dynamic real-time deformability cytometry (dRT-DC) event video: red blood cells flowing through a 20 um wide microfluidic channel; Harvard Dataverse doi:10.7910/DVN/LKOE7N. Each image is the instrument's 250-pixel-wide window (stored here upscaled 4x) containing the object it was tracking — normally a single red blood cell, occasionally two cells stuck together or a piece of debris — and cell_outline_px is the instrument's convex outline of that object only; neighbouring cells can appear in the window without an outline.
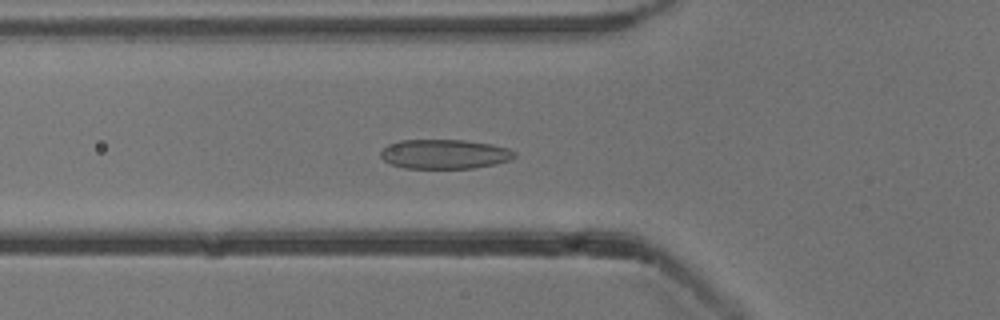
{"species": "common noctule bat (a hibernating species)", "species_latin": "Nyctalus noctula", "temperature_condition": "cold", "stored_images_in_passage": 53, "camera_frame_rate_fps": 3000, "um_per_image_px": 0.085, "animal": {"sex": "male", "body_mass_g": 13.3}, "frame": {"image": 1, "passage_image": 19, "time_ms": 6.0, "image_size_px": [1000, 320], "cell_outline_px": [[516, 156], [508, 160], [492, 164], [472, 168], [404, 168], [392, 164], [384, 160], [380, 156], [380, 152], [388, 144], [400, 140], [464, 140], [492, 144], [508, 148], [516, 152]], "centroid_in_image_um": [37.77, 13.09], "position_along_channel_um": 88.0, "area_um2": 22.83}}
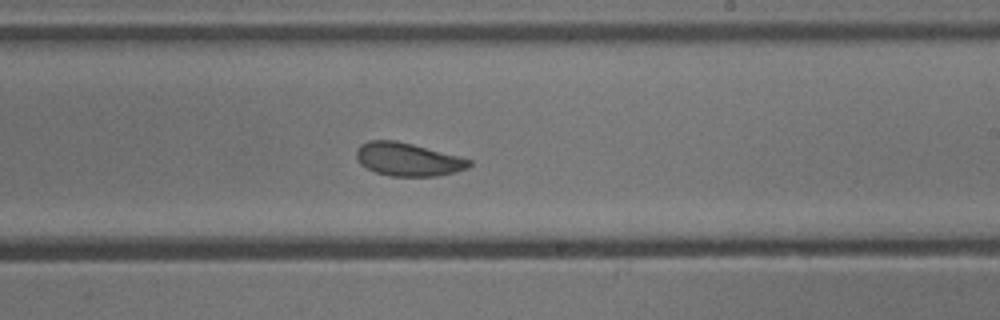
{"frame": {"image": 2, "passage_image": 32, "time_ms": 10.333, "image_size_px": [1000, 320], "cell_outline_px": [[472, 164], [468, 168], [456, 172], [436, 176], [392, 176], [376, 172], [360, 164], [356, 156], [356, 148], [360, 144], [368, 140], [396, 140], [412, 144], [472, 160]], "centroid_in_image_um": [34.65, 13.54], "position_along_channel_um": 254.3, "area_um2": 21.73}}
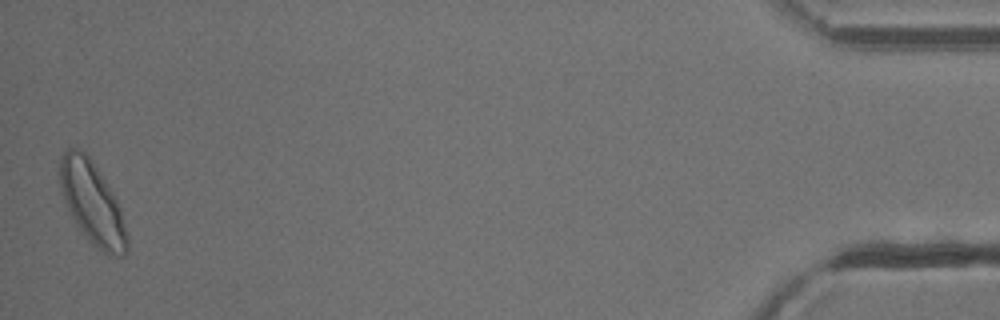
{"frame": {"image": 3, "passage_image": 53, "time_ms": 17.333, "image_size_px": [1000, 320], "cell_outline_px": [[128, 248], [124, 256], [108, 256], [100, 252], [76, 224], [64, 200], [60, 188], [60, 156], [64, 148], [80, 148], [92, 160], [116, 200], [120, 208], [128, 236]], "centroid_in_image_um": [7.84, 17.27], "position_along_channel_um": 427.4, "area_um2": 32.02}, "authors_computed_cell_mechanics": {"area_um2": 23.5246, "velocity_mm_per_s": 3.825, "shape_relaxation_time_tau1_ms": 4.2143, "shape_relaxation_time_tau2_ms": 1.9656, "deformation_change_tau1": 0.1157, "deformation_change_tau2": 0.0778}}